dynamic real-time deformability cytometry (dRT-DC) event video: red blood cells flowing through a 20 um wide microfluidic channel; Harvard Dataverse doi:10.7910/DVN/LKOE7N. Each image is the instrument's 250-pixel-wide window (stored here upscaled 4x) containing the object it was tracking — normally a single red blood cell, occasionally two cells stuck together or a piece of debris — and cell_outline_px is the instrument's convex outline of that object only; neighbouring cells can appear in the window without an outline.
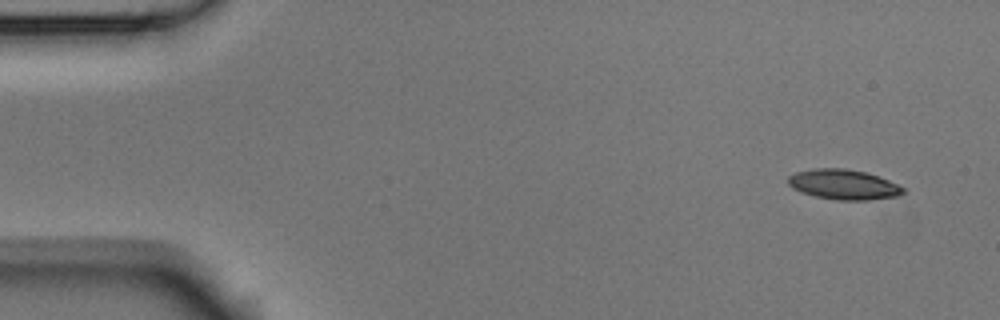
{"species": "Egyptian fruit bat (a non-hibernating species)", "species_latin": "Rousettus aegyptiacus", "temperature_condition": "room temperature", "stored_images_in_passage": 8, "camera_frame_rate_fps": 3000, "um_per_image_px": 0.085, "animal": {"sex": "male"}, "frame": {"image": 1, "passage_image": 1, "time_ms": 0.0, "image_size_px": [1000, 320], "cell_outline_px": [[904, 192], [896, 196], [868, 200], [836, 200], [816, 196], [800, 192], [792, 188], [788, 184], [788, 176], [796, 172], [812, 168], [844, 168], [864, 172], [888, 180], [904, 188]], "centroid_in_image_um": [71.65, 15.68], "position_along_channel_um": 13.4, "area_um2": 20.0}}
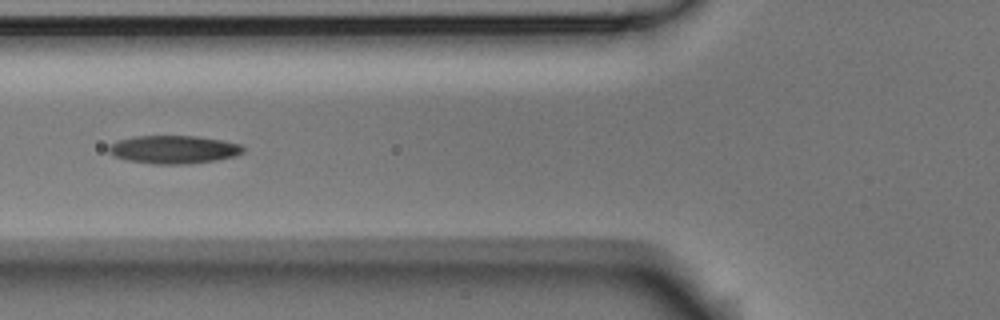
{"frame": {"image": 2, "passage_image": 6, "time_ms": 1.667, "image_size_px": [1000, 320], "cell_outline_px": [[244, 152], [236, 156], [216, 160], [188, 164], [152, 164], [128, 160], [116, 156], [108, 152], [108, 148], [116, 140], [132, 136], [196, 136], [220, 140], [240, 144], [244, 148]], "centroid_in_image_um": [14.76, 12.71], "position_along_channel_um": 111.0, "area_um2": 22.02}}
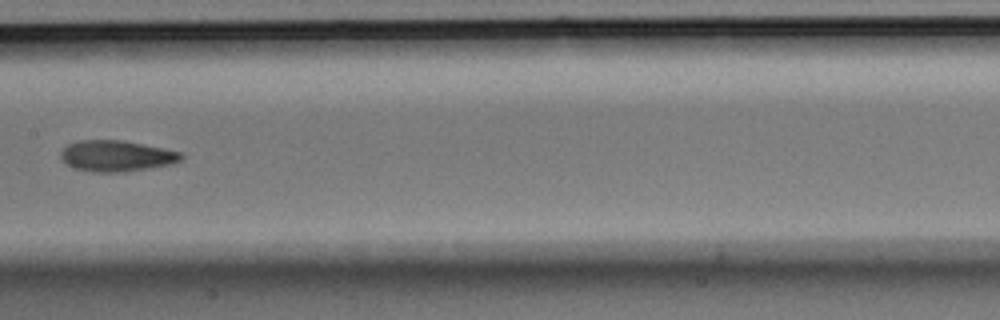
{"frame": {"image": 3, "passage_image": 8, "time_ms": 2.333, "image_size_px": [1000, 320], "cell_outline_px": [[184, 156], [180, 160], [172, 164], [120, 172], [92, 172], [76, 168], [60, 160], [60, 152], [68, 144], [80, 140], [120, 140], [164, 148], [180, 152]], "centroid_in_image_um": [9.87, 13.25], "position_along_channel_um": 197.5, "area_um2": 21.56}}